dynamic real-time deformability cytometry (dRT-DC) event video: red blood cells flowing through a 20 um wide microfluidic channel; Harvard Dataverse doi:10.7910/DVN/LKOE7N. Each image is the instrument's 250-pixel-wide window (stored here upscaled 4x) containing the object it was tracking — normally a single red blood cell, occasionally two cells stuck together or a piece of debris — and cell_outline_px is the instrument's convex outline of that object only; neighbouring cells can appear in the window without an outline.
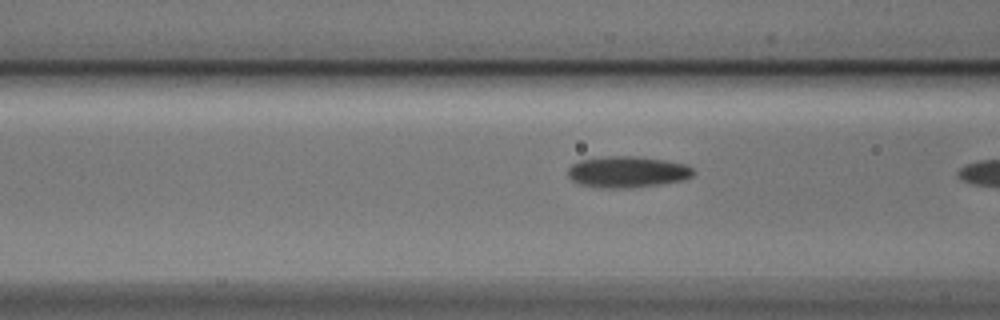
{"species": "Egyptian fruit bat (a non-hibernating species)", "species_latin": "Rousettus aegyptiacus", "temperature_condition": "cold", "stored_images_in_passage": 11, "camera_frame_rate_fps": 3000, "um_per_image_px": 0.085, "animal": {"sex": "male"}, "frame": {"image": 1, "passage_image": 10, "time_ms": 3.0, "image_size_px": [1000, 320], "cell_outline_px": [[696, 172], [692, 176], [684, 180], [660, 184], [628, 188], [600, 188], [580, 184], [572, 180], [568, 176], [568, 168], [572, 164], [580, 160], [608, 156], [636, 156], [664, 160], [688, 164]], "centroid_in_image_um": [53.34, 14.61], "position_along_channel_um": 113.3, "area_um2": 23.0}}